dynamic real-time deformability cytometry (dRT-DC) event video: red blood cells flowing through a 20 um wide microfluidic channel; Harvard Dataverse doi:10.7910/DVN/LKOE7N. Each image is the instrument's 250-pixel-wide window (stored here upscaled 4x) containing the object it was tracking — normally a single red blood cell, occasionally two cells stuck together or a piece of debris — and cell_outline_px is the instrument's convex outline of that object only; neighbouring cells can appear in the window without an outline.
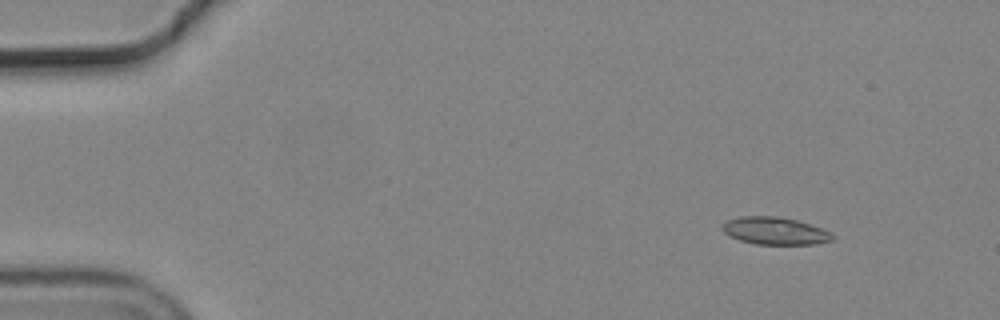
{"species": "common noctule bat (a hibernating species)", "species_latin": "Nyctalus noctula", "temperature_condition": "cold", "stored_images_in_passage": 22, "camera_frame_rate_fps": 3000, "um_per_image_px": 0.085, "animal": {"sex": "male", "body_mass_g": 19.2, "forearm_length_mm": 51.8}, "frame": {"image": 1, "passage_image": 2, "time_ms": 0.333, "image_size_px": [1000, 320], "cell_outline_px": [[836, 236], [832, 240], [816, 244], [756, 244], [740, 240], [728, 236], [720, 228], [724, 220], [740, 216], [776, 216], [796, 220], [832, 232]], "centroid_in_image_um": [65.83, 19.62], "position_along_channel_um": 19.2, "area_um2": 17.74}}